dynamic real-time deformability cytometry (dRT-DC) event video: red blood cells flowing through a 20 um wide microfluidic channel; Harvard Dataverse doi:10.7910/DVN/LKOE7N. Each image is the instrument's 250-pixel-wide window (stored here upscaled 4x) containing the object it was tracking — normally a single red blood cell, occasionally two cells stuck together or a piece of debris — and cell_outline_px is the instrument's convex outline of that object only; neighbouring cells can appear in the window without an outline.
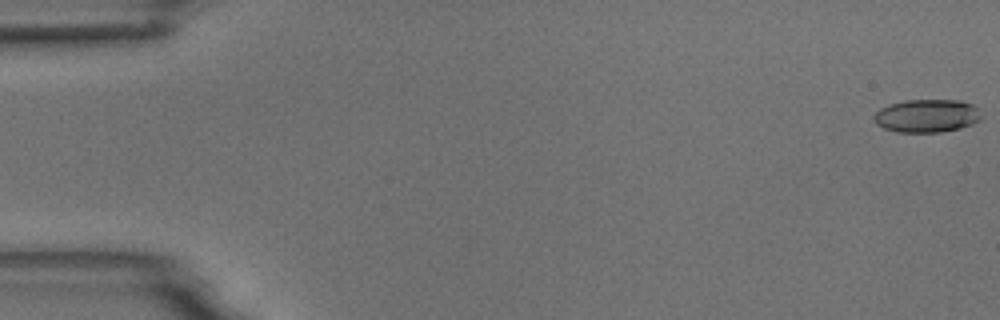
{"species": "common noctule bat (a hibernating species)", "species_latin": "Nyctalus noctula", "temperature_condition": "room temperature", "stored_images_in_passage": 12, "camera_frame_rate_fps": 3000, "um_per_image_px": 0.085, "animal": {"sex": "male", "body_mass_g": 18.8}, "frame": {"image": 1, "passage_image": 1, "time_ms": 0.0, "image_size_px": [1000, 320], "cell_outline_px": [[980, 120], [972, 124], [960, 128], [940, 132], [896, 132], [884, 128], [876, 124], [872, 120], [872, 116], [880, 108], [904, 100], [960, 100], [972, 104], [976, 108], [980, 116]], "centroid_in_image_um": [78.74, 9.85], "position_along_channel_um": 6.3, "area_um2": 20.69}}